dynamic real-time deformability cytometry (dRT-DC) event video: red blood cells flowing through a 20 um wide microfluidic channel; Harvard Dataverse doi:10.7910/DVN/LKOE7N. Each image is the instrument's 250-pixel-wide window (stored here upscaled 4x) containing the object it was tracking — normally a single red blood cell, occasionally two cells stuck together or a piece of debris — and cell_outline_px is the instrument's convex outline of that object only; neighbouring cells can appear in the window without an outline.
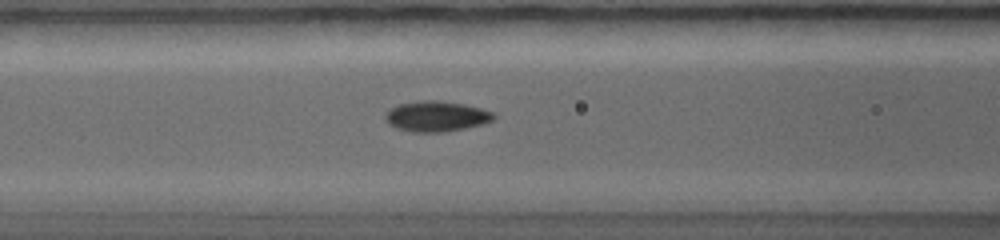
{"species": "common noctule bat (a hibernating species)", "species_latin": "Nyctalus noctula", "temperature_condition": "warm", "stored_images_in_passage": 19, "camera_frame_rate_fps": 5000, "um_per_image_px": 0.085, "animal": {"sex": "female", "body_mass_g": 19.0, "forearm_length_mm": 56.7}, "frame": {"image": 1, "passage_image": 9, "time_ms": 2.4, "image_size_px": [1000, 240], "cell_outline_px": [[496, 116], [492, 120], [484, 124], [444, 132], [412, 132], [396, 128], [388, 124], [384, 120], [384, 116], [388, 108], [400, 104], [424, 100], [436, 100], [464, 104], [480, 108], [492, 112]], "centroid_in_image_um": [37.05, 9.89], "position_along_channel_um": 129.6, "area_um2": 19.31}}
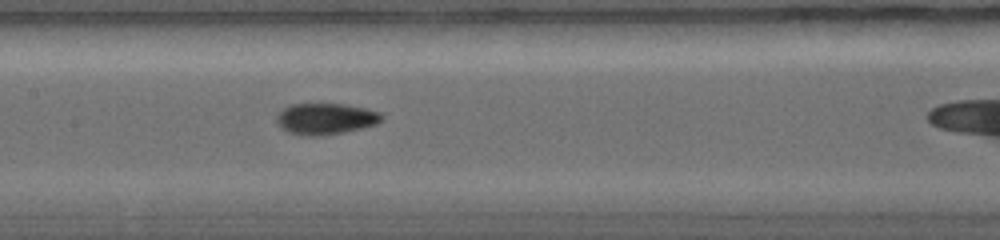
{"frame": {"image": 2, "passage_image": 11, "time_ms": 3.4, "image_size_px": [1000, 240], "cell_outline_px": [[384, 120], [376, 124], [344, 132], [324, 136], [304, 136], [288, 132], [276, 124], [276, 116], [284, 108], [292, 104], [344, 104], [364, 108], [380, 112], [384, 116]], "centroid_in_image_um": [27.67, 10.11], "position_along_channel_um": 179.7, "area_um2": 19.25}}
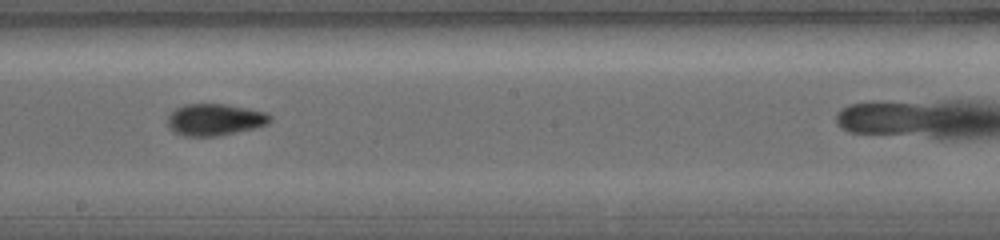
{"frame": {"image": 3, "passage_image": 14, "time_ms": 4.4, "image_size_px": [1000, 240], "cell_outline_px": [[272, 120], [268, 124], [256, 128], [216, 136], [184, 136], [172, 132], [168, 128], [168, 116], [176, 108], [184, 104], [224, 104], [248, 108], [268, 112], [272, 116]], "centroid_in_image_um": [18.28, 10.17], "position_along_channel_um": 229.9, "area_um2": 19.19}}